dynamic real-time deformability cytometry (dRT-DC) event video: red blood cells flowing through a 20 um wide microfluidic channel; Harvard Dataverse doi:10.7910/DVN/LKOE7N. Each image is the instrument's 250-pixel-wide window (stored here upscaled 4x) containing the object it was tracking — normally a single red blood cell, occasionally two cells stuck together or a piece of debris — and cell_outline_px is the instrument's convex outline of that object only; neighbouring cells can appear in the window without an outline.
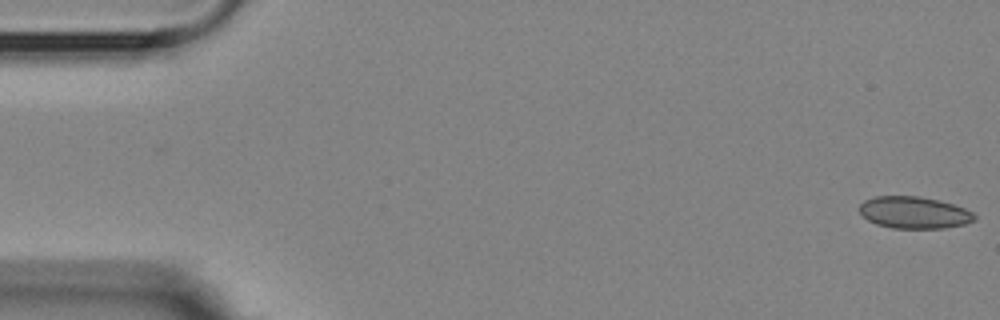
{"species": "Egyptian fruit bat (a non-hibernating species)", "species_latin": "Rousettus aegyptiacus", "temperature_condition": "room temperature", "stored_images_in_passage": 6, "camera_frame_rate_fps": 3000, "um_per_image_px": 0.085, "animal": {"sex": "female"}, "frame": {"image": 1, "passage_image": 1, "time_ms": 0.0, "image_size_px": [1000, 320], "cell_outline_px": [[976, 220], [964, 224], [944, 228], [892, 228], [876, 224], [868, 220], [860, 212], [860, 204], [864, 200], [876, 196], [920, 196], [952, 204], [964, 208], [972, 212], [976, 216]], "centroid_in_image_um": [77.69, 18.07], "position_along_channel_um": 7.3, "area_um2": 21.27}}
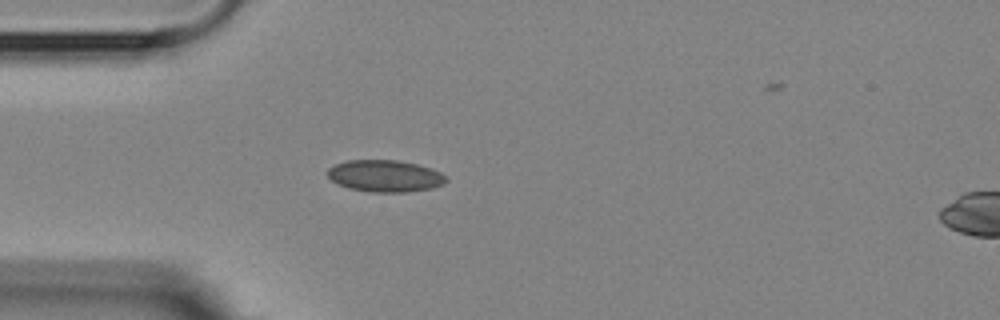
{"frame": {"image": 2, "passage_image": 5, "time_ms": 4.667, "image_size_px": [1000, 320], "cell_outline_px": [[448, 180], [444, 184], [432, 188], [404, 192], [372, 192], [348, 188], [332, 180], [328, 176], [328, 168], [336, 164], [348, 160], [396, 160], [416, 164], [432, 168], [448, 176]], "centroid_in_image_um": [32.77, 14.95], "position_along_channel_um": 52.2, "area_um2": 21.96}}